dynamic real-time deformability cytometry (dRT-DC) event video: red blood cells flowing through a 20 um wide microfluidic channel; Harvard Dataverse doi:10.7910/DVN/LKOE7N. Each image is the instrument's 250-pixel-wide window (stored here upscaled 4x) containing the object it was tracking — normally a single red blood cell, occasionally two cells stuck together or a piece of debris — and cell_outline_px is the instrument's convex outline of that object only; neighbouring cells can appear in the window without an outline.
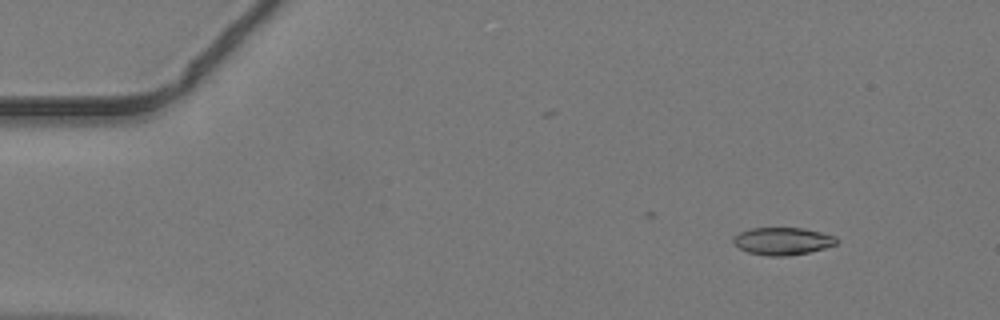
{"species": "common noctule bat (a hibernating species)", "species_latin": "Nyctalus noctula", "temperature_condition": "warm", "stored_images_in_passage": 30, "camera_frame_rate_fps": 3000, "um_per_image_px": 0.085, "animal": {"sex": "male", "body_mass_g": 19.2, "forearm_length_mm": 51.8}, "frame": {"image": 1, "passage_image": 3, "time_ms": 0.667, "image_size_px": [1000, 320], "cell_outline_px": [[840, 240], [836, 244], [824, 248], [808, 252], [788, 256], [768, 256], [748, 252], [740, 248], [732, 240], [740, 232], [748, 228], [804, 228], [836, 236]], "centroid_in_image_um": [66.55, 20.49], "position_along_channel_um": 18.4, "area_um2": 16.47}}
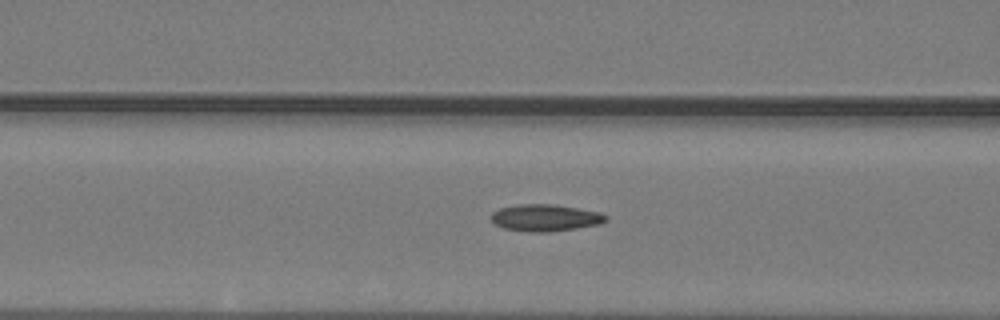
{"frame": {"image": 2, "passage_image": 17, "time_ms": 5.333, "image_size_px": [1000, 320], "cell_outline_px": [[608, 220], [600, 224], [576, 228], [548, 232], [528, 232], [504, 228], [496, 224], [488, 216], [492, 212], [500, 208], [520, 204], [548, 204], [576, 208], [600, 212], [608, 216]], "centroid_in_image_um": [46.34, 18.51], "position_along_channel_um": 120.3, "area_um2": 17.92}}
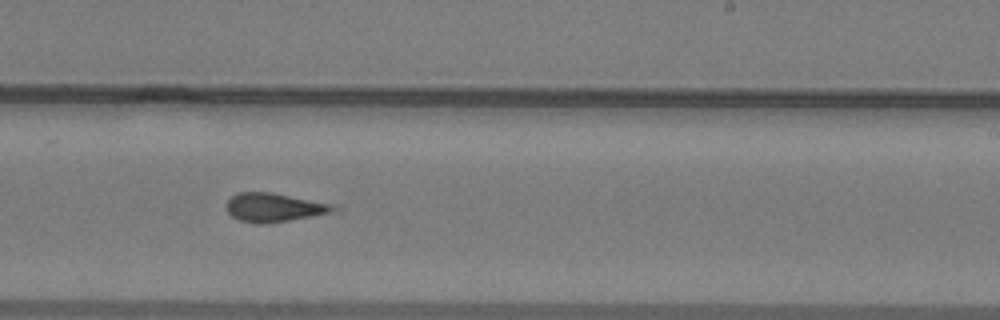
{"frame": {"image": 3, "passage_image": 27, "time_ms": 8.667, "image_size_px": [1000, 320], "cell_outline_px": [[340, 208], [332, 212], [288, 220], [264, 224], [260, 224], [240, 220], [232, 216], [228, 212], [228, 200], [236, 192], [272, 192], [340, 204]], "centroid_in_image_um": [23.39, 17.61], "position_along_channel_um": 265.6, "area_um2": 18.09}}